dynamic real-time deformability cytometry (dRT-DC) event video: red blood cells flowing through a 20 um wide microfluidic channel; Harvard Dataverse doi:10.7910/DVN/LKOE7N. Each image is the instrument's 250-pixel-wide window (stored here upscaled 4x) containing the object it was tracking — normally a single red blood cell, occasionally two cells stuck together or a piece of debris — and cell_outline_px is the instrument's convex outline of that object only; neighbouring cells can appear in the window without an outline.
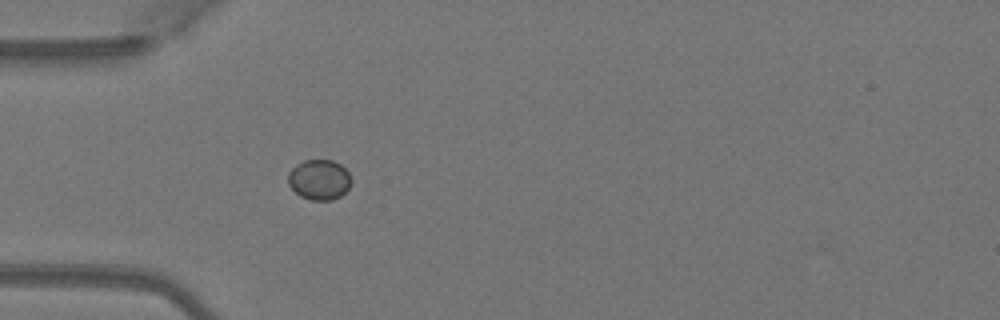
{"species": "Egyptian fruit bat (a non-hibernating species)", "species_latin": "Rousettus aegyptiacus", "temperature_condition": "warm", "stored_images_in_passage": 35, "camera_frame_rate_fps": 3000, "um_per_image_px": 0.085, "animal": {"sex": "female"}, "frame": {"image": 1, "passage_image": 1, "time_ms": 0.0, "image_size_px": [1000, 320], "cell_outline_px": [[352, 180], [348, 188], [340, 196], [332, 200], [312, 200], [300, 196], [288, 184], [288, 172], [296, 164], [304, 160], [332, 160], [340, 164], [348, 172]], "centroid_in_image_um": [27.13, 15.26], "position_along_channel_um": 57.9, "area_um2": 14.8}}
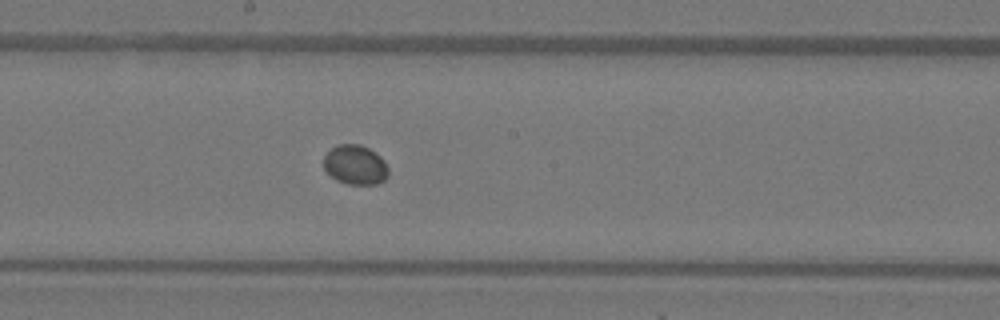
{"frame": {"image": 2, "passage_image": 13, "time_ms": 4.0, "image_size_px": [1000, 320], "cell_outline_px": [[388, 176], [384, 180], [376, 184], [348, 184], [336, 180], [324, 168], [324, 156], [336, 144], [360, 144], [376, 152], [384, 160], [388, 168]], "centroid_in_image_um": [30.21, 14.0], "position_along_channel_um": 218.0, "area_um2": 14.91}}
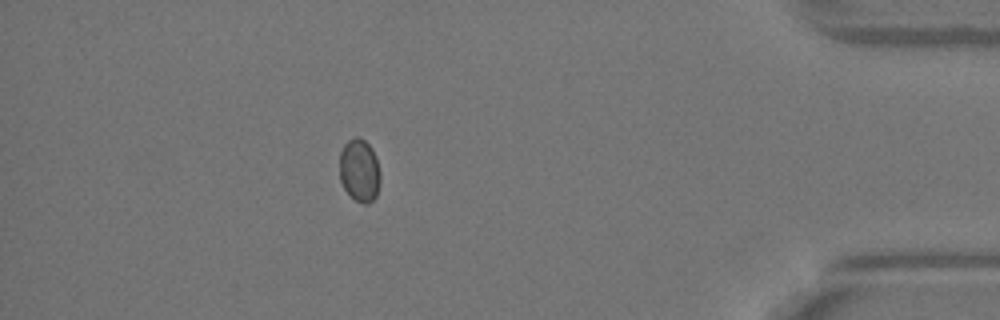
{"frame": {"image": 3, "passage_image": 30, "time_ms": 9.667, "image_size_px": [1000, 320], "cell_outline_px": [[380, 184], [376, 196], [368, 204], [364, 204], [356, 200], [344, 188], [340, 180], [340, 152], [344, 144], [348, 140], [356, 136], [364, 140], [372, 148], [376, 156], [380, 172]], "centroid_in_image_um": [30.57, 14.47], "position_along_channel_um": 404.6, "area_um2": 14.97}}